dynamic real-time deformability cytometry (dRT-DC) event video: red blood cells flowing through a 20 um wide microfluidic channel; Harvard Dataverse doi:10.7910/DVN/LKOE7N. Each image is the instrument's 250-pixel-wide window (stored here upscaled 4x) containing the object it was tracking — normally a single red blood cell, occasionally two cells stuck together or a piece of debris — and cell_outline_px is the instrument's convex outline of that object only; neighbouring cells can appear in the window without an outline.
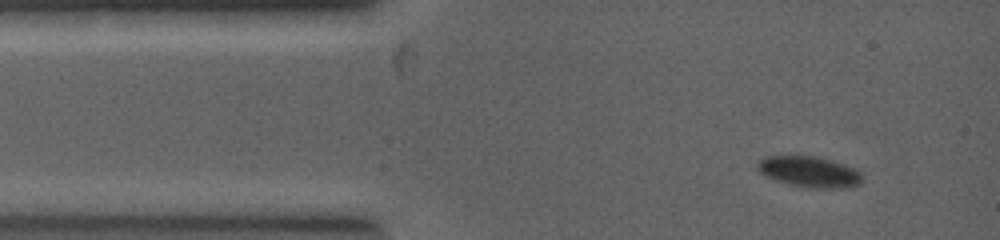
{"species": "common noctule bat (a hibernating species)", "species_latin": "Nyctalus noctula", "temperature_condition": "warm", "stored_images_in_passage": 6, "camera_frame_rate_fps": 5000, "um_per_image_px": 0.085, "animal": {"sex": "female", "body_mass_g": 19.0, "forearm_length_mm": 53.3}, "frame": {"image": 1, "passage_image": 1, "time_ms": 0.0, "image_size_px": [1000, 240], "cell_outline_px": [[860, 184], [848, 188], [812, 188], [788, 184], [776, 180], [760, 172], [756, 164], [764, 156], [816, 156], [832, 160], [856, 168], [860, 172]], "centroid_in_image_um": [68.81, 14.6], "position_along_channel_um": 16.2, "area_um2": 18.79}}
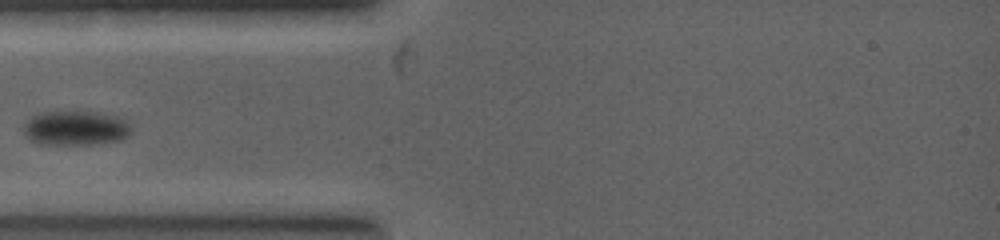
{"frame": {"image": 2, "passage_image": 3, "time_ms": 1.8, "image_size_px": [1000, 240], "cell_outline_px": [[132, 132], [128, 136], [120, 140], [92, 144], [40, 144], [28, 140], [24, 136], [24, 124], [32, 116], [40, 112], [96, 112], [116, 116], [124, 120], [132, 128]], "centroid_in_image_um": [6.4, 10.9], "position_along_channel_um": 78.6, "area_um2": 21.68}}